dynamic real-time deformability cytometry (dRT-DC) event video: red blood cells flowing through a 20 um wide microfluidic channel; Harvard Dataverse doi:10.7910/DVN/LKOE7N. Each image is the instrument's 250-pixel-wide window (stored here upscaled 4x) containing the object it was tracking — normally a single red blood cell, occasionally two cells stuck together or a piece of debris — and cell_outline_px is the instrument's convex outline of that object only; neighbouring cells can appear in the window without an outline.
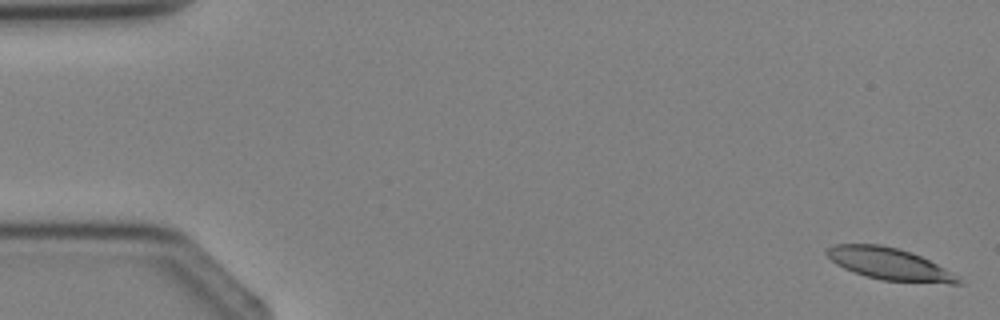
{"species": "Egyptian fruit bat (a non-hibernating species)", "species_latin": "Rousettus aegyptiacus", "temperature_condition": "cold", "stored_images_in_passage": 4, "camera_frame_rate_fps": 3000, "um_per_image_px": 0.085, "animal": {"sex": "female"}, "frame": {"image": 1, "passage_image": 1, "time_ms": 0.0, "image_size_px": [1000, 320], "cell_outline_px": [[964, 284], [948, 284], [884, 280], [868, 276], [844, 268], [836, 264], [824, 252], [824, 248], [836, 244], [880, 244], [912, 252], [960, 276]], "centroid_in_image_um": [75.63, 22.43], "position_along_channel_um": 9.4, "area_um2": 24.39}}
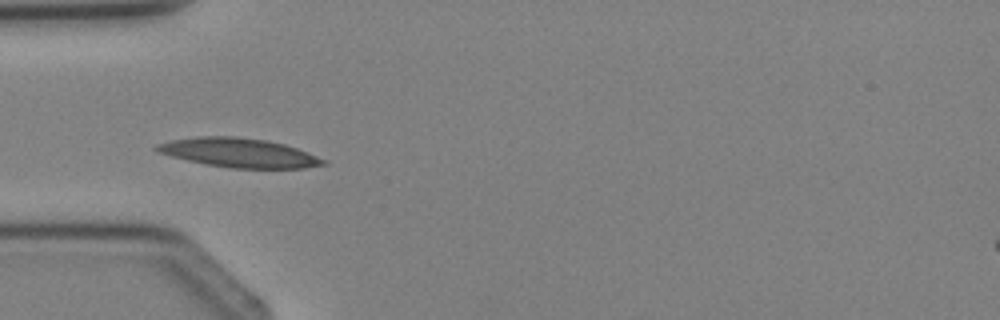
{"frame": {"image": 2, "passage_image": 4, "time_ms": 3.667, "image_size_px": [1000, 320], "cell_outline_px": [[328, 164], [304, 168], [228, 168], [204, 164], [156, 152], [152, 148], [156, 144], [172, 140], [200, 136], [236, 136], [264, 140], [284, 144], [296, 148], [328, 160]], "centroid_in_image_um": [20.3, 12.99], "position_along_channel_um": 64.7, "area_um2": 28.32}}